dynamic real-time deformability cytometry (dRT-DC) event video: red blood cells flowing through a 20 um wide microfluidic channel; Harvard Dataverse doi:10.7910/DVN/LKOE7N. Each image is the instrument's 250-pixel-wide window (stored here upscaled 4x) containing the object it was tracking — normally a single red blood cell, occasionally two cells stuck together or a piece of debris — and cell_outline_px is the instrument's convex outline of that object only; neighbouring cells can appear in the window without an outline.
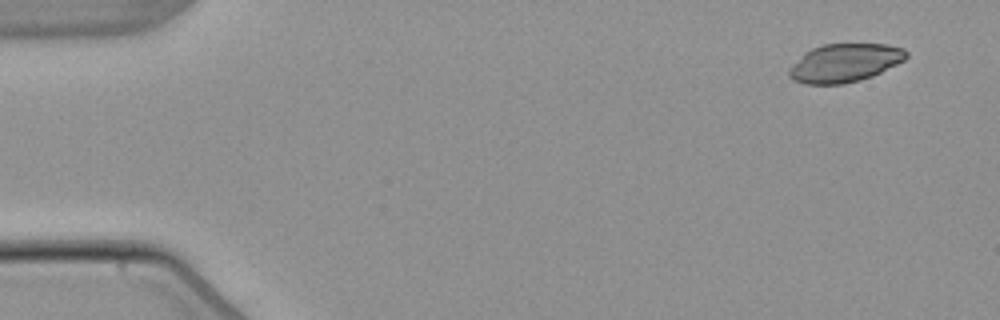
{"species": "common noctule bat (a hibernating species)", "species_latin": "Nyctalus noctula", "temperature_condition": "warm", "stored_images_in_passage": 6, "camera_frame_rate_fps": 3000, "um_per_image_px": 0.085, "animal": {"sex": "male", "body_mass_g": 21.5, "forearm_length_mm": 52.0}, "frame": {"image": 1, "passage_image": 1, "time_ms": 0.0, "image_size_px": [1000, 320], "cell_outline_px": [[908, 56], [904, 60], [872, 76], [860, 80], [844, 84], [804, 84], [792, 80], [788, 76], [788, 68], [804, 52], [812, 48], [824, 44], [888, 44], [904, 48], [908, 52]], "centroid_in_image_um": [71.77, 5.35], "position_along_channel_um": 13.2, "area_um2": 26.36}}
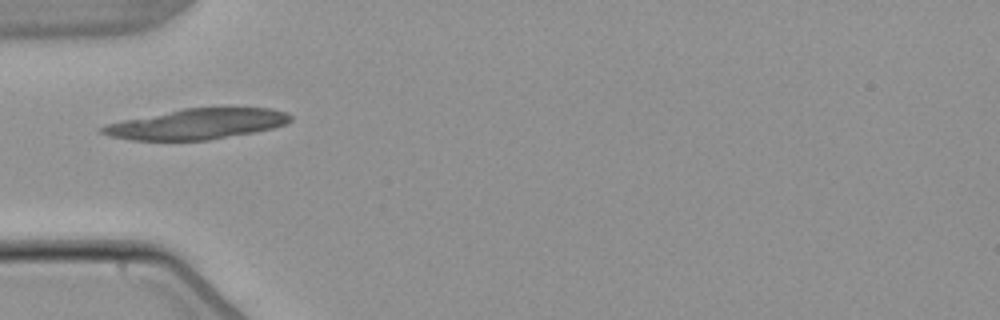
{"frame": {"image": 2, "passage_image": 4, "time_ms": 4.667, "image_size_px": [1000, 320], "cell_outline_px": [[292, 120], [288, 124], [272, 128], [252, 132], [208, 140], [132, 140], [108, 136], [100, 132], [96, 128], [104, 124], [184, 108], [272, 108], [288, 112], [292, 116]], "centroid_in_image_um": [16.73, 10.54], "position_along_channel_um": 68.3, "area_um2": 33.41}}